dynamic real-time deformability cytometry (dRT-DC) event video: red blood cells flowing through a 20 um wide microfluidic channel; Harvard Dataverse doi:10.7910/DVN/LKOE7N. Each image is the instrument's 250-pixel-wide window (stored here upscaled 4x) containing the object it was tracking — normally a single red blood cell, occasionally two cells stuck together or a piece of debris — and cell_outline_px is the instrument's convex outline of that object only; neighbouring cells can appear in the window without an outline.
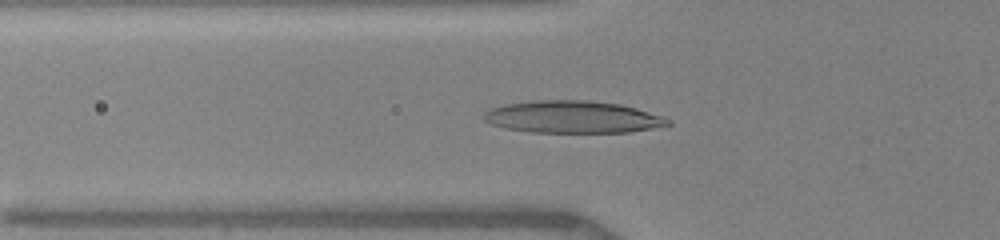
{"species": "human", "species_latin": "Homo sapiens", "temperature_condition": "warm", "stored_images_in_passage": 16, "camera_frame_rate_fps": 3000, "um_per_image_px": 0.085, "donor": {"sex": "female"}, "frame": {"image": 1, "passage_image": 2, "time_ms": 0.333, "image_size_px": [1000, 240], "cell_outline_px": [[672, 124], [652, 128], [628, 132], [532, 132], [504, 128], [492, 124], [484, 120], [480, 116], [484, 112], [492, 108], [504, 104], [536, 100], [584, 100], [620, 104], [636, 108], [664, 116], [672, 120]], "centroid_in_image_um": [48.67, 9.94], "position_along_channel_um": 77.1, "area_um2": 34.62}}
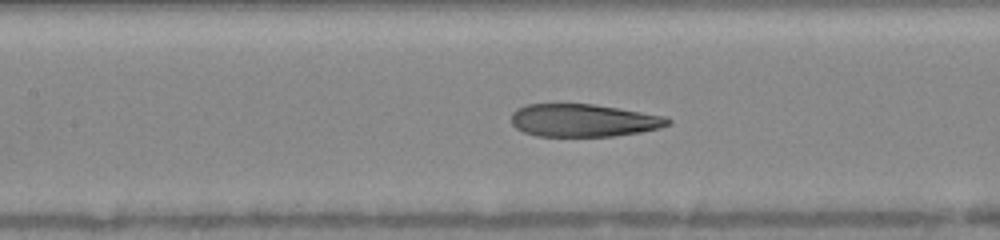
{"frame": {"image": 2, "passage_image": 11, "time_ms": 2.333, "image_size_px": [1000, 240], "cell_outline_px": [[672, 124], [660, 128], [640, 132], [612, 136], [536, 136], [524, 132], [516, 128], [512, 124], [512, 112], [516, 108], [524, 104], [592, 104], [668, 116], [672, 120]], "centroid_in_image_um": [49.62, 10.23], "position_along_channel_um": 157.8, "area_um2": 30.06}}
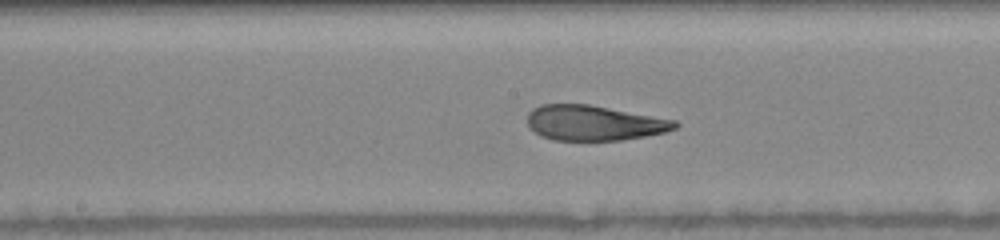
{"frame": {"image": 3, "passage_image": 16, "time_ms": 3.333, "image_size_px": [1000, 240], "cell_outline_px": [[680, 124], [676, 128], [664, 132], [624, 140], [552, 140], [540, 136], [528, 124], [528, 112], [532, 108], [540, 104], [588, 104], [676, 120]], "centroid_in_image_um": [50.48, 10.44], "position_along_channel_um": 197.7, "area_um2": 30.17}}